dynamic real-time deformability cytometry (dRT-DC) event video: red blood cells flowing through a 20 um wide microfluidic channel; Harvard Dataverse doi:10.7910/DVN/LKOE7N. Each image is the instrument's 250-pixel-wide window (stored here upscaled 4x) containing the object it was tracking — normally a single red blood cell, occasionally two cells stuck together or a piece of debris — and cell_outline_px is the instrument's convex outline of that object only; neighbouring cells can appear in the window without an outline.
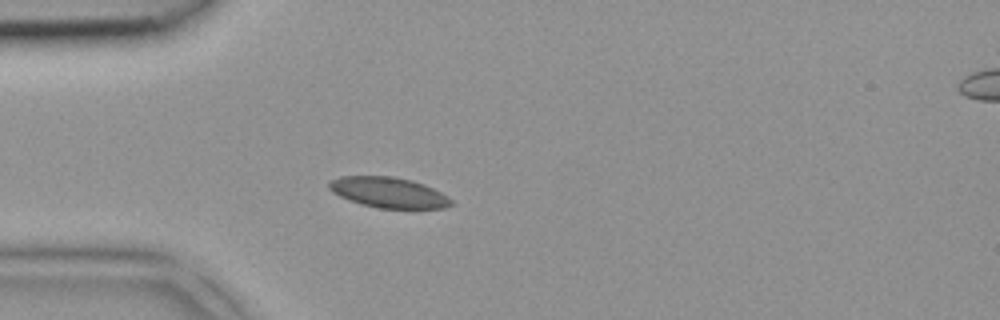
{"species": "common noctule bat (a hibernating species)", "species_latin": "Nyctalus noctula", "temperature_condition": "room temperature", "stored_images_in_passage": 2, "camera_frame_rate_fps": 3000, "um_per_image_px": 0.085, "animal": {"sex": "female", "body_mass_g": 18.4}, "frame": {"image": 1, "passage_image": 2, "time_ms": 0.333, "image_size_px": [1000, 320], "cell_outline_px": [[452, 204], [444, 208], [376, 208], [360, 204], [348, 200], [332, 192], [328, 188], [328, 184], [332, 180], [340, 176], [392, 176], [412, 180], [424, 184], [448, 196], [452, 200]], "centroid_in_image_um": [33.01, 16.36], "position_along_channel_um": 52.0, "area_um2": 21.73}}